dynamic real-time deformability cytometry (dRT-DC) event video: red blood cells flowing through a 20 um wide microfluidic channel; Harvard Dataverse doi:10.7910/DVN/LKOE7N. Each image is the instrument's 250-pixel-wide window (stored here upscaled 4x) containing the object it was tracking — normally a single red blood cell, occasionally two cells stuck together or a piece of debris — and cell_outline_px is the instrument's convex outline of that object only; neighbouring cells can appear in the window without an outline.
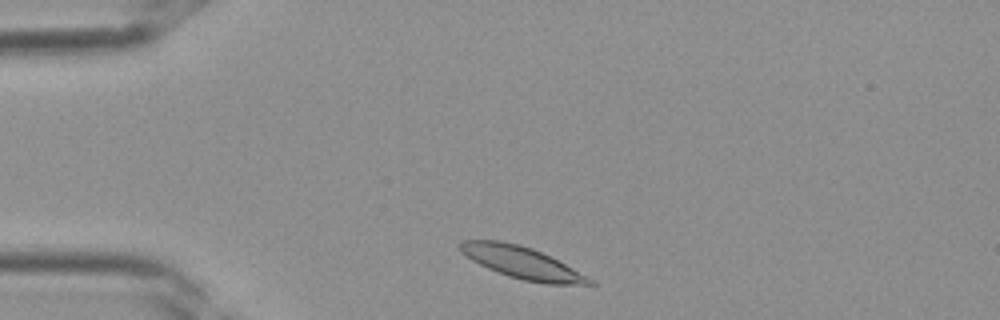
{"species": "Egyptian fruit bat (a non-hibernating species)", "species_latin": "Rousettus aegyptiacus", "temperature_condition": "room temperature", "stored_images_in_passage": 26, "camera_frame_rate_fps": 3000, "um_per_image_px": 0.085, "frame": {"image": 1, "passage_image": 2, "time_ms": 0.333, "image_size_px": [1000, 320], "cell_outline_px": [[596, 284], [548, 284], [524, 280], [508, 276], [488, 268], [472, 260], [460, 252], [456, 248], [456, 244], [460, 240], [500, 240], [520, 244], [532, 248], [596, 280]], "centroid_in_image_um": [44.3, 22.3], "position_along_channel_um": 40.7, "area_um2": 24.04}}
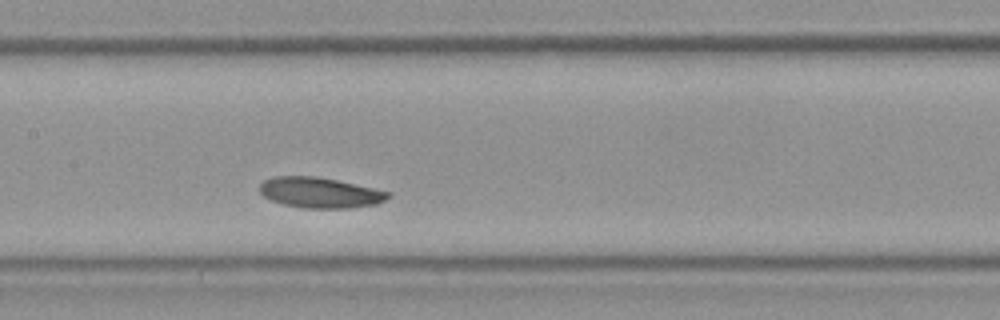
{"frame": {"image": 2, "passage_image": 12, "time_ms": 3.667, "image_size_px": [1000, 320], "cell_outline_px": [[392, 196], [376, 204], [348, 208], [304, 208], [284, 204], [272, 200], [264, 196], [260, 192], [260, 184], [264, 180], [272, 176], [316, 176], [336, 180], [392, 192]], "centroid_in_image_um": [27.2, 16.37], "position_along_channel_um": 180.2, "area_um2": 22.77}}
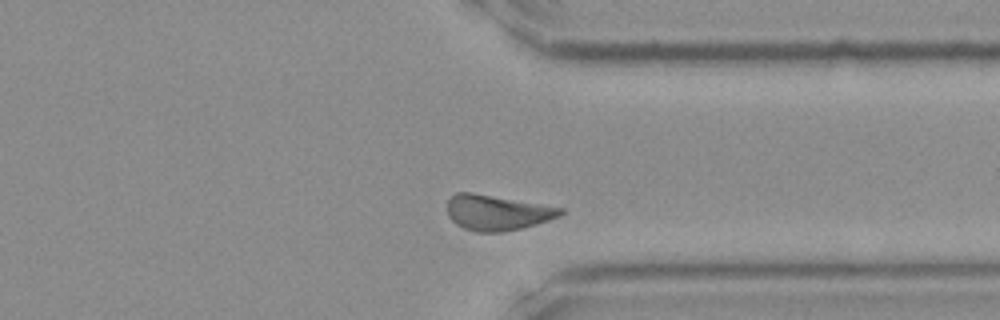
{"frame": {"image": 3, "passage_image": 23, "time_ms": 7.333, "image_size_px": [1000, 320], "cell_outline_px": [[564, 212], [560, 216], [524, 228], [504, 232], [476, 232], [464, 228], [456, 224], [448, 216], [448, 200], [456, 192], [472, 192], [564, 208]], "centroid_in_image_um": [42.25, 18.07], "position_along_channel_um": 369.1, "area_um2": 23.35}}